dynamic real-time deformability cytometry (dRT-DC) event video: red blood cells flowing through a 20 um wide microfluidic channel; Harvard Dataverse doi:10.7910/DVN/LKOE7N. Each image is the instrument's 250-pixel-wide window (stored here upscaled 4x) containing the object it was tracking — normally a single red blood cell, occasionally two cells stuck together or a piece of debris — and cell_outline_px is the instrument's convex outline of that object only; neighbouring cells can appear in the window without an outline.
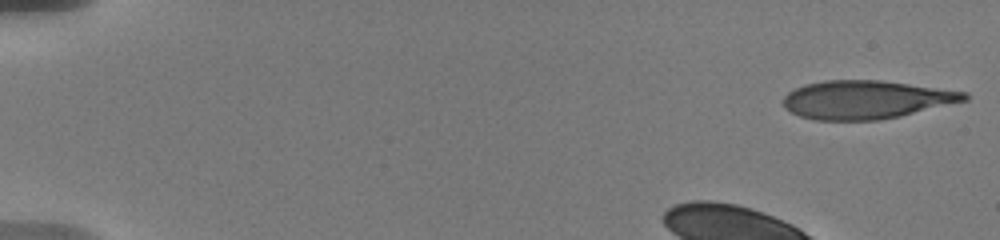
{"species": "human", "species_latin": "Homo sapiens", "temperature_condition": "warm", "stored_images_in_passage": 43, "camera_frame_rate_fps": 3000, "um_per_image_px": 0.085, "donor": {"sex": "male"}, "frame": {"image": 1, "passage_image": 1, "time_ms": 0.0, "image_size_px": [1000, 240], "cell_outline_px": [[968, 100], [900, 116], [880, 120], [816, 120], [800, 116], [784, 108], [784, 96], [788, 92], [804, 84], [824, 80], [880, 80], [968, 92]], "centroid_in_image_um": [73.61, 8.47], "position_along_channel_um": 11.4, "area_um2": 40.4}, "authors_computed_cell_mechanics": {"area_um2": 40.6334, "velocity_mm_per_s": 3.5661, "shape_relaxation_time_tau1_ms": 4.8939, "shape_relaxation_time_tau2_ms": null, "deformation_change_tau1": null, "deformation_change_tau2": null}}